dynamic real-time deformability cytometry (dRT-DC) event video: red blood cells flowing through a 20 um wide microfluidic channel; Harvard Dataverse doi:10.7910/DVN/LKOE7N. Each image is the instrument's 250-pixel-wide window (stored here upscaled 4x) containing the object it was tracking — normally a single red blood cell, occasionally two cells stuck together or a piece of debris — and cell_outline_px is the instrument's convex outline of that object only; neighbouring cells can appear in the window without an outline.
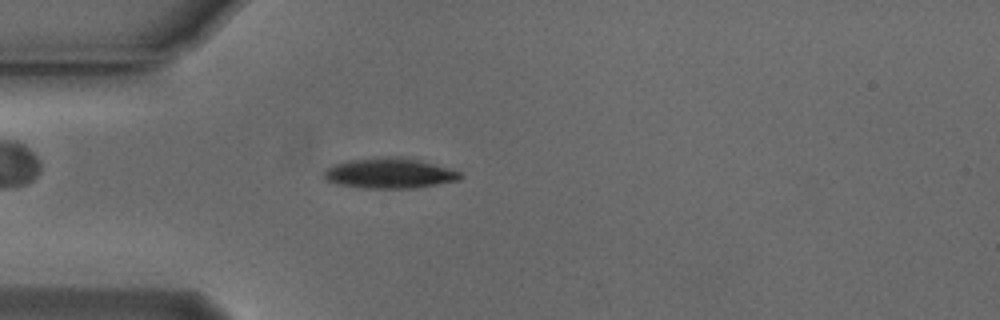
{"species": "Egyptian fruit bat (a non-hibernating species)", "species_latin": "Rousettus aegyptiacus", "temperature_condition": "cold", "stored_images_in_passage": 53, "camera_frame_rate_fps": 3000, "um_per_image_px": 0.085, "animal": {"sex": "male"}, "frame": {"image": 1, "passage_image": 14, "time_ms": 4.333, "image_size_px": [1000, 320], "cell_outline_px": [[464, 176], [460, 180], [412, 188], [364, 188], [336, 184], [324, 180], [324, 172], [328, 168], [336, 164], [352, 160], [388, 156], [400, 156], [420, 160], [460, 172]], "centroid_in_image_um": [33.11, 14.73], "position_along_channel_um": 51.9, "area_um2": 23.87}}
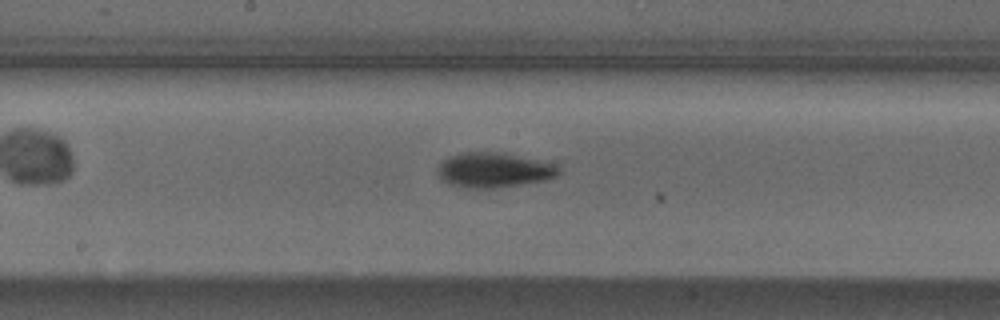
{"frame": {"image": 2, "passage_image": 27, "time_ms": 8.667, "image_size_px": [1000, 320], "cell_outline_px": [[560, 172], [556, 176], [544, 180], [520, 184], [492, 188], [464, 188], [448, 184], [436, 172], [436, 168], [448, 156], [464, 152], [496, 152], [536, 160], [552, 164], [560, 168]], "centroid_in_image_um": [41.9, 14.46], "position_along_channel_um": 206.3, "area_um2": 24.22}}
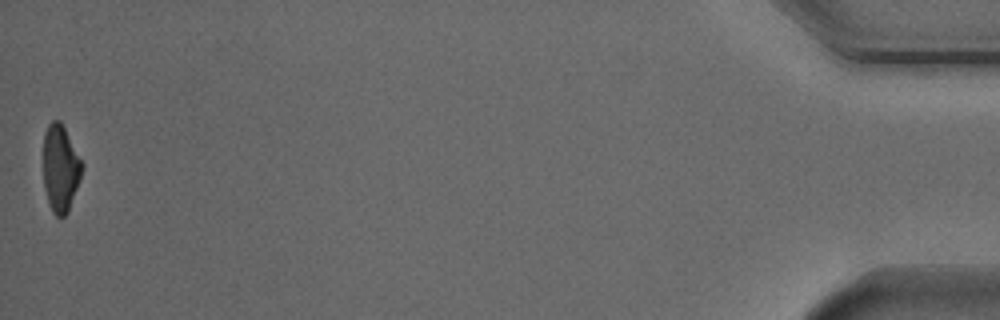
{"frame": {"image": 3, "passage_image": 53, "time_ms": 17.333, "image_size_px": [1000, 320], "cell_outline_px": [[84, 164], [80, 180], [68, 212], [64, 216], [56, 216], [52, 212], [48, 204], [44, 188], [44, 132], [48, 124], [52, 120], [60, 120]], "centroid_in_image_um": [5.14, 14.31], "position_along_channel_um": 430.1, "area_um2": 19.71}, "authors_computed_cell_mechanics": {"area_um2": 22.0796, "velocity_mm_per_s": 3.7629, "shape_relaxation_time_tau1_ms": 2.6116, "shape_relaxation_time_tau2_ms": null, "deformation_change_tau1": 0.1234, "deformation_change_tau2": null}}